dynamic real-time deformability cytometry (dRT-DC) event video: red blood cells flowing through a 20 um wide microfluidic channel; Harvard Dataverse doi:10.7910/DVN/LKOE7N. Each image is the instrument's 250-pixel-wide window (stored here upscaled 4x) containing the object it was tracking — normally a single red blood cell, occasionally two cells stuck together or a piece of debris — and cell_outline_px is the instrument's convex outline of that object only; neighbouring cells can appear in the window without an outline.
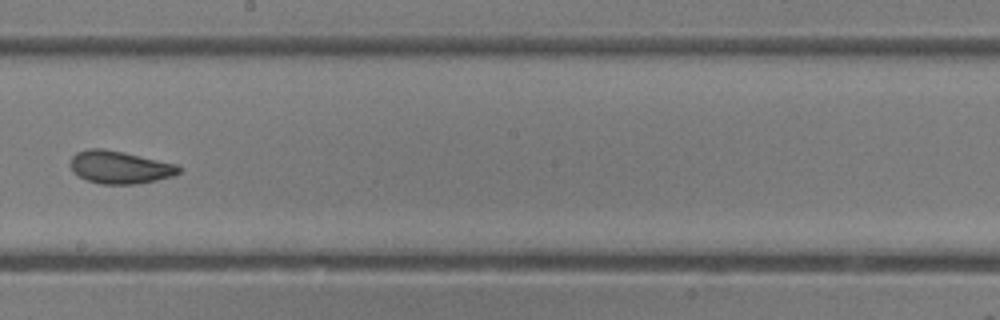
{"species": "common noctule bat (a hibernating species)", "species_latin": "Nyctalus noctula", "temperature_condition": "room temperature", "stored_images_in_passage": 41, "camera_frame_rate_fps": 3000, "um_per_image_px": 0.085, "animal": {"sex": "female"}, "frame": {"image": 1, "passage_image": 24, "time_ms": 7.667, "image_size_px": [1000, 320], "cell_outline_px": [[180, 172], [172, 176], [156, 180], [136, 184], [100, 184], [88, 180], [72, 172], [68, 164], [72, 156], [76, 152], [88, 148], [104, 148], [124, 152], [176, 164], [180, 168]], "centroid_in_image_um": [10.12, 14.2], "position_along_channel_um": 238.1, "area_um2": 20.75}}